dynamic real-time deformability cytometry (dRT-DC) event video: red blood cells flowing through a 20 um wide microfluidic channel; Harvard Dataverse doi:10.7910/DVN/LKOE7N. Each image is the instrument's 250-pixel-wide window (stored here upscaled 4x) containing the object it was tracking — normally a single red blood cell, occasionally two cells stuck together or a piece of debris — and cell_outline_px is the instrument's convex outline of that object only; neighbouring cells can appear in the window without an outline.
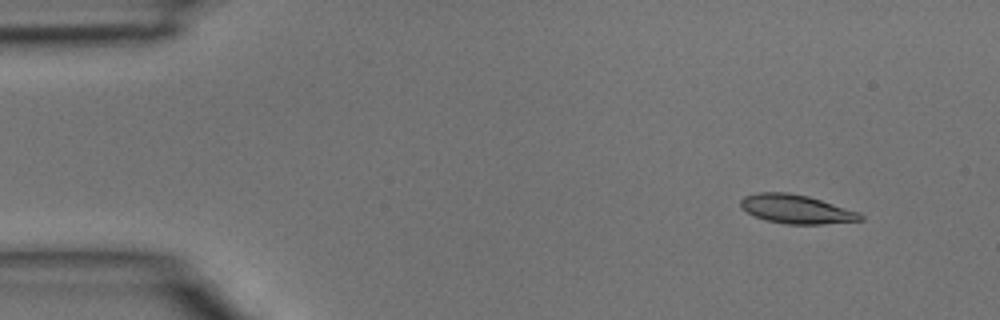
{"species": "common noctule bat (a hibernating species)", "species_latin": "Nyctalus noctula", "temperature_condition": "room temperature", "stored_images_in_passage": 3, "camera_frame_rate_fps": 3000, "um_per_image_px": 0.085, "animal": {"sex": "male", "body_mass_g": 15.6}, "frame": {"image": 1, "passage_image": 1, "time_ms": 0.0, "image_size_px": [1000, 320], "cell_outline_px": [[864, 220], [820, 224], [788, 224], [768, 220], [756, 216], [740, 208], [740, 200], [744, 196], [756, 192], [788, 192], [808, 196], [860, 212], [864, 216]], "centroid_in_image_um": [67.69, 17.76], "position_along_channel_um": 17.3, "area_um2": 20.06}}